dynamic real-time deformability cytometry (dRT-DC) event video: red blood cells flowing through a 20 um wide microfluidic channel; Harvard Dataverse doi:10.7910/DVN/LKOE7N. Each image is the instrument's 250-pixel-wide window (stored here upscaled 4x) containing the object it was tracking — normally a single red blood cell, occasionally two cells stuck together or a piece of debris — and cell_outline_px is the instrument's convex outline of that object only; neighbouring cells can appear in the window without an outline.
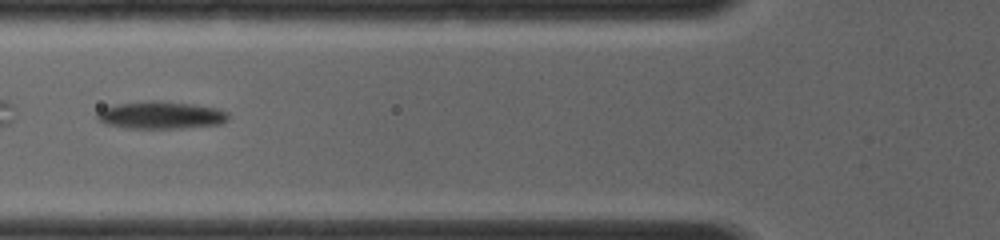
{"species": "common noctule bat (a hibernating species)", "species_latin": "Nyctalus noctula", "temperature_condition": "room temperature", "stored_images_in_passage": 24, "camera_frame_rate_fps": 4000, "um_per_image_px": 0.085, "animal": {"sex": "female", "body_mass_g": 19.0, "forearm_length_mm": 56.7}, "frame": {"image": 1, "passage_image": 4, "time_ms": 1.25, "image_size_px": [1000, 240], "cell_outline_px": [[228, 120], [224, 124], [180, 128], [124, 128], [104, 124], [96, 120], [96, 112], [104, 108], [116, 104], [144, 100], [160, 100], [192, 104], [220, 108], [228, 112]], "centroid_in_image_um": [13.66, 9.78], "position_along_channel_um": 112.1, "area_um2": 21.5}}
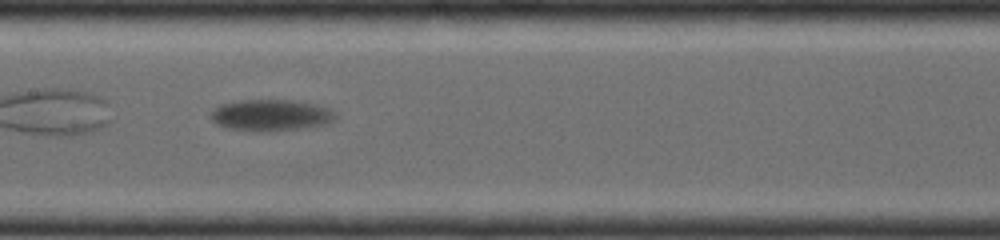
{"frame": {"image": 2, "passage_image": 8, "time_ms": 3.0, "image_size_px": [1000, 240], "cell_outline_px": [[336, 120], [328, 124], [308, 128], [232, 128], [216, 124], [212, 120], [212, 112], [220, 104], [236, 100], [292, 100], [316, 104], [328, 108], [336, 112]], "centroid_in_image_um": [23.12, 9.73], "position_along_channel_um": 184.3, "area_um2": 21.91}}
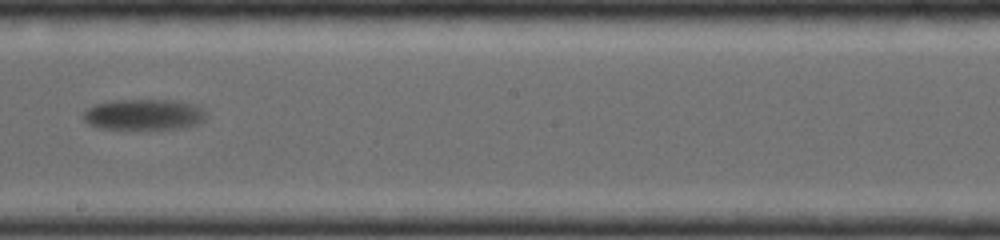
{"frame": {"image": 3, "passage_image": 11, "time_ms": 4.25, "image_size_px": [1000, 240], "cell_outline_px": [[208, 116], [204, 120], [196, 124], [180, 128], [100, 128], [88, 124], [84, 120], [84, 112], [88, 108], [96, 104], [112, 100], [172, 100], [200, 104], [204, 108]], "centroid_in_image_um": [12.3, 9.71], "position_along_channel_um": 235.9, "area_um2": 22.08}}